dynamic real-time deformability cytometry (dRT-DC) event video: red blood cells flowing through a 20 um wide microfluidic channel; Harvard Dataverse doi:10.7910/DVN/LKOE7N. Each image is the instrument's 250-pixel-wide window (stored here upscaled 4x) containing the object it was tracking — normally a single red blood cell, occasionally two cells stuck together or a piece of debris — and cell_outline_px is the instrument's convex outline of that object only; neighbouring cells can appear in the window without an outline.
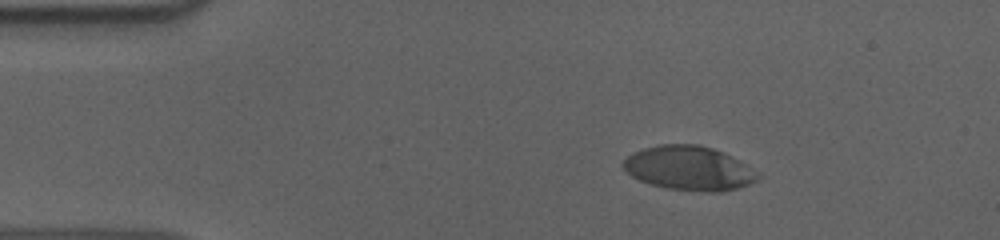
{"species": "human", "species_latin": "Homo sapiens", "temperature_condition": "cold", "stored_images_in_passage": 48, "camera_frame_rate_fps": 3000, "um_per_image_px": 0.085, "donor": {"sex": "male"}, "frame": {"image": 1, "passage_image": 1, "time_ms": 0.0, "image_size_px": [1000, 240], "cell_outline_px": [[760, 180], [736, 188], [720, 192], [708, 192], [664, 188], [648, 184], [632, 176], [620, 164], [628, 156], [644, 148], [660, 144], [700, 144], [724, 152], [740, 160], [760, 172]], "centroid_in_image_um": [58.61, 14.3], "position_along_channel_um": 26.4, "area_um2": 34.97}}
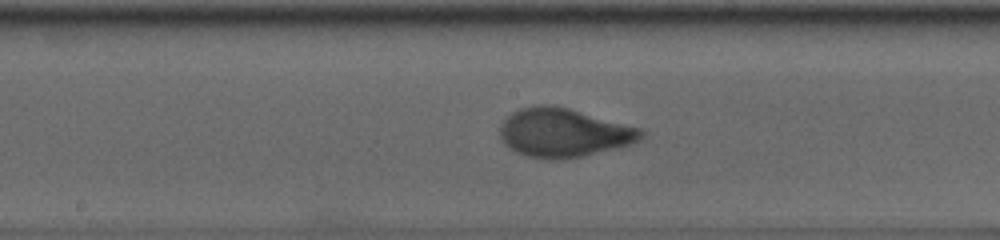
{"frame": {"image": 2, "passage_image": 21, "time_ms": 6.667, "image_size_px": [1000, 240], "cell_outline_px": [[644, 136], [640, 140], [632, 144], [616, 148], [564, 160], [544, 160], [528, 156], [516, 152], [504, 144], [500, 136], [500, 128], [504, 120], [512, 112], [520, 108], [544, 104], [548, 104], [568, 108], [644, 128]], "centroid_in_image_um": [47.94, 11.29], "position_along_channel_um": 200.3, "area_um2": 40.4}}
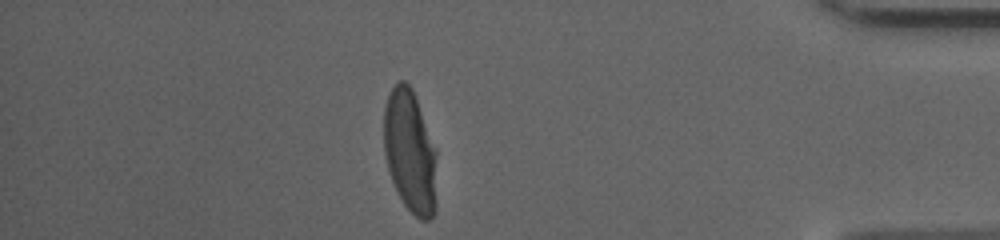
{"frame": {"image": 3, "passage_image": 41, "time_ms": 13.333, "image_size_px": [1000, 240], "cell_outline_px": [[436, 208], [432, 220], [420, 220], [404, 204], [392, 180], [388, 168], [384, 152], [384, 108], [388, 96], [392, 88], [400, 80], [404, 80], [412, 88], [436, 148]], "centroid_in_image_um": [34.87, 12.89], "position_along_channel_um": 400.3, "area_um2": 37.97}, "authors_computed_cell_mechanics": {"area_um2": 38.3792, "velocity_mm_per_s": 3.6013, "shape_relaxation_time_tau1_ms": 4.4071, "shape_relaxation_time_tau2_ms": null, "deformation_change_tau1": 0.2066, "deformation_change_tau2": null}}